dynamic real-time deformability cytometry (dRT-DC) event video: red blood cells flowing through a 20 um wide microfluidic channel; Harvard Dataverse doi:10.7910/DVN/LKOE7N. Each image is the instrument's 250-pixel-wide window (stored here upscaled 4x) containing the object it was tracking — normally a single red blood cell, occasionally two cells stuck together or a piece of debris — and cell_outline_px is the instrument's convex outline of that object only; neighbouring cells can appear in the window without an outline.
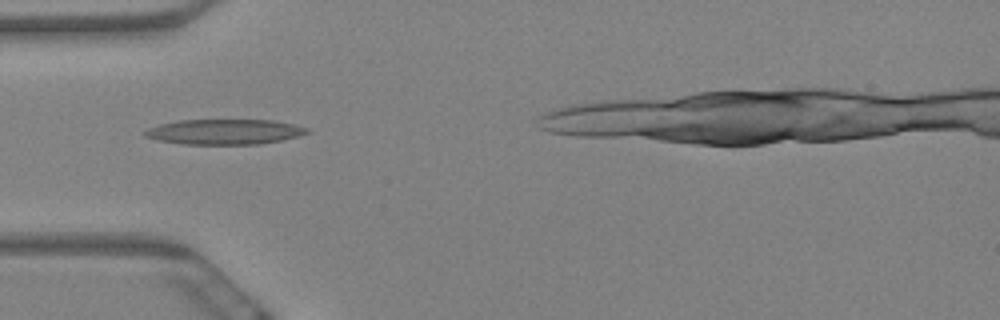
{"species": "Egyptian fruit bat (a non-hibernating species)", "species_latin": "Rousettus aegyptiacus", "temperature_condition": "warm", "stored_images_in_passage": 7, "camera_frame_rate_fps": 3000, "um_per_image_px": 0.085, "animal": {"sex": "female"}, "frame": {"image": 1, "passage_image": 2, "time_ms": 0.333, "image_size_px": [1000, 320], "cell_outline_px": [[312, 132], [300, 136], [260, 144], [184, 144], [160, 140], [144, 136], [140, 132], [148, 128], [160, 124], [180, 120], [272, 120], [292, 124], [308, 128]], "centroid_in_image_um": [19.09, 11.2], "position_along_channel_um": 65.9, "area_um2": 23.81}}
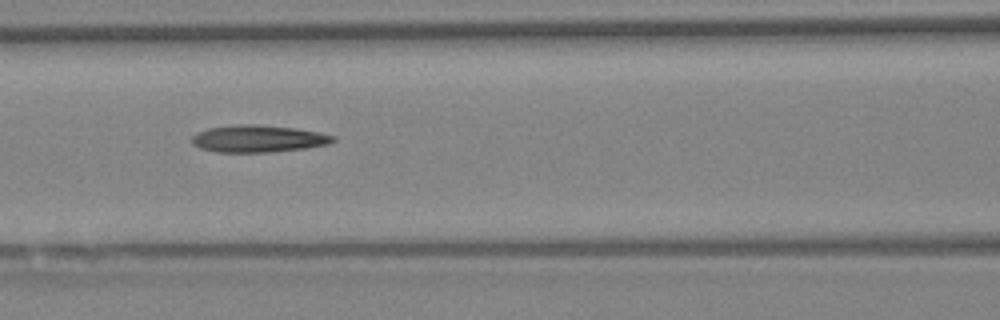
{"frame": {"image": 2, "passage_image": 4, "time_ms": 1.0, "image_size_px": [1000, 320], "cell_outline_px": [[336, 140], [328, 144], [304, 148], [268, 152], [216, 152], [200, 148], [192, 144], [192, 136], [196, 132], [208, 128], [240, 124], [256, 124], [296, 128], [336, 136]], "centroid_in_image_um": [21.92, 11.78], "position_along_channel_um": 144.7, "area_um2": 22.25}}
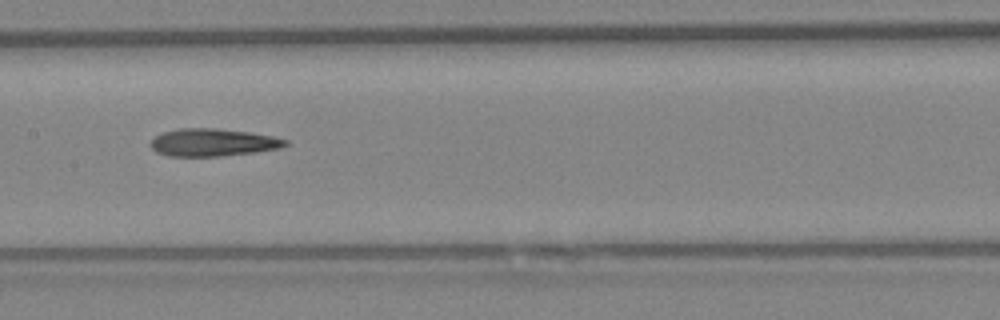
{"frame": {"image": 3, "passage_image": 5, "time_ms": 1.333, "image_size_px": [1000, 320], "cell_outline_px": [[288, 144], [280, 148], [252, 152], [220, 156], [168, 156], [156, 152], [152, 148], [152, 140], [156, 136], [164, 132], [180, 128], [216, 128], [248, 132], [272, 136], [288, 140]], "centroid_in_image_um": [18.1, 12.1], "position_along_channel_um": 189.3, "area_um2": 21.39}}